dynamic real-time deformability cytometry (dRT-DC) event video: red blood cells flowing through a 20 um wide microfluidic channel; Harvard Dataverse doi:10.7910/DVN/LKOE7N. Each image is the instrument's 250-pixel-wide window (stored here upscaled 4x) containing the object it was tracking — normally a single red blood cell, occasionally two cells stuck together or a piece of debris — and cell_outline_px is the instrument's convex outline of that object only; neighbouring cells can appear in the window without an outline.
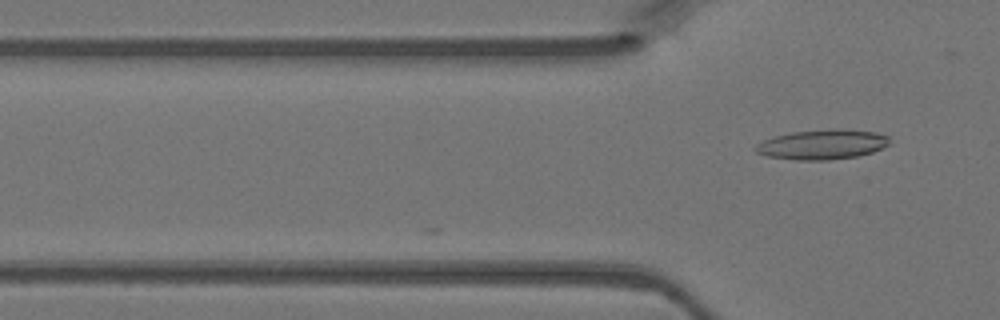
{"species": "Egyptian fruit bat (a non-hibernating species)", "species_latin": "Rousettus aegyptiacus", "temperature_condition": "warm", "stored_images_in_passage": 14, "camera_frame_rate_fps": 3000, "um_per_image_px": 0.085, "animal": {"sex": "female"}, "frame": {"image": 1, "passage_image": 14, "time_ms": 4.333, "image_size_px": [1000, 320], "cell_outline_px": [[888, 144], [872, 152], [856, 156], [828, 160], [796, 160], [768, 156], [756, 152], [752, 148], [756, 144], [772, 136], [792, 132], [832, 128], [840, 128], [876, 132], [888, 136]], "centroid_in_image_um": [69.85, 12.27], "position_along_channel_um": 56.0, "area_um2": 23.35}}